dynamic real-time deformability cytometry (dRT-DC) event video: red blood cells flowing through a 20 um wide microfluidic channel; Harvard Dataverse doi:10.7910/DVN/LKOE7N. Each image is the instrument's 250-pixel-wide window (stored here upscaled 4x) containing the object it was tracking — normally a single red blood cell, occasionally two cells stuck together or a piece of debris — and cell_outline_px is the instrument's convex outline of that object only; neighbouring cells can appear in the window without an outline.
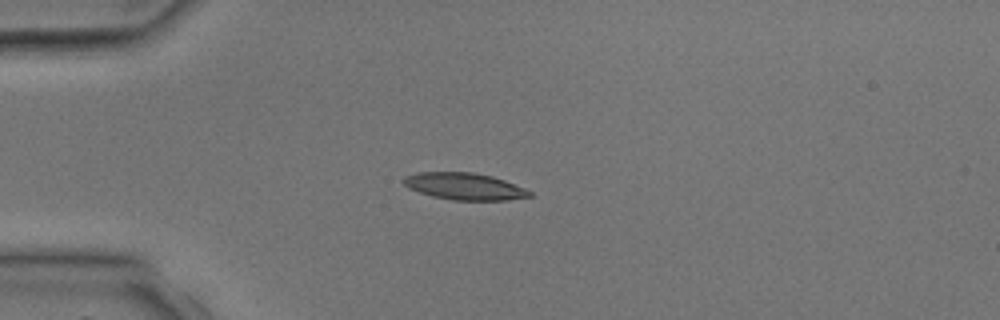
{"species": "common noctule bat (a hibernating species)", "species_latin": "Nyctalus noctula", "temperature_condition": "room temperature", "stored_images_in_passage": 1, "camera_frame_rate_fps": 3000, "um_per_image_px": 0.085, "animal": {"sex": "male", "body_mass_g": 17.9, "forearm_length_mm": 54.2}, "frame": {"image": 1, "passage_image": 1, "time_ms": 0.0, "image_size_px": [1000, 320], "cell_outline_px": [[532, 196], [508, 200], [452, 200], [432, 196], [408, 188], [400, 180], [404, 176], [416, 172], [472, 172], [492, 176], [504, 180], [524, 188], [532, 192]], "centroid_in_image_um": [39.44, 15.83], "position_along_channel_um": 45.6, "area_um2": 19.83}}